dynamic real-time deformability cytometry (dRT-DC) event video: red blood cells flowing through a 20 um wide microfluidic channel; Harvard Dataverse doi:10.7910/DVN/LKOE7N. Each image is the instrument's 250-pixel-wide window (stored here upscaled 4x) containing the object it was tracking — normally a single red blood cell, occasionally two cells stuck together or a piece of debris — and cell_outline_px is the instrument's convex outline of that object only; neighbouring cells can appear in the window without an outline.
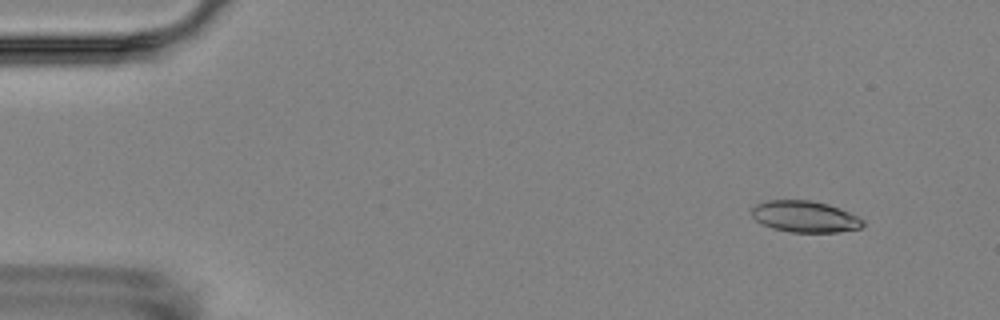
{"species": "Egyptian fruit bat (a non-hibernating species)", "species_latin": "Rousettus aegyptiacus", "temperature_condition": "room temperature", "stored_images_in_passage": 4, "camera_frame_rate_fps": 3000, "um_per_image_px": 0.085, "animal": {"sex": "female"}, "frame": {"image": 1, "passage_image": 1, "time_ms": 0.0, "image_size_px": [1000, 320], "cell_outline_px": [[864, 224], [860, 228], [840, 232], [792, 232], [772, 228], [756, 220], [752, 216], [752, 208], [756, 204], [764, 200], [808, 200], [828, 204], [840, 208], [864, 220]], "centroid_in_image_um": [68.41, 18.4], "position_along_channel_um": 16.6, "area_um2": 20.29}}
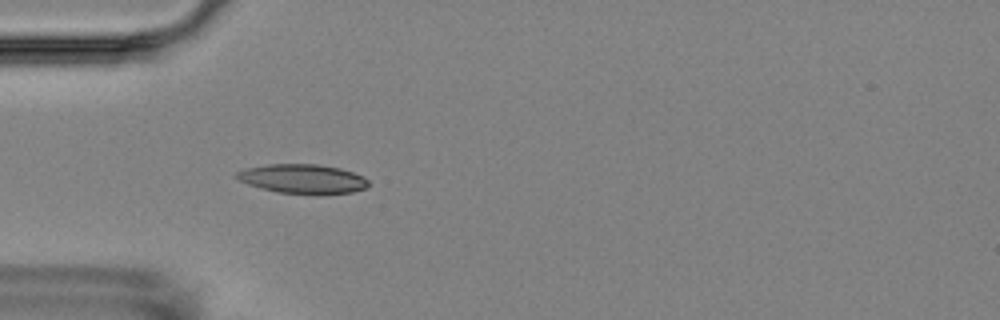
{"frame": {"image": 2, "passage_image": 4, "time_ms": 4.0, "image_size_px": [1000, 320], "cell_outline_px": [[368, 184], [364, 188], [352, 192], [316, 196], [276, 192], [260, 188], [248, 184], [232, 176], [236, 172], [248, 168], [268, 164], [316, 164], [340, 168], [364, 176], [368, 180]], "centroid_in_image_um": [25.73, 15.23], "position_along_channel_um": 59.3, "area_um2": 22.89}}